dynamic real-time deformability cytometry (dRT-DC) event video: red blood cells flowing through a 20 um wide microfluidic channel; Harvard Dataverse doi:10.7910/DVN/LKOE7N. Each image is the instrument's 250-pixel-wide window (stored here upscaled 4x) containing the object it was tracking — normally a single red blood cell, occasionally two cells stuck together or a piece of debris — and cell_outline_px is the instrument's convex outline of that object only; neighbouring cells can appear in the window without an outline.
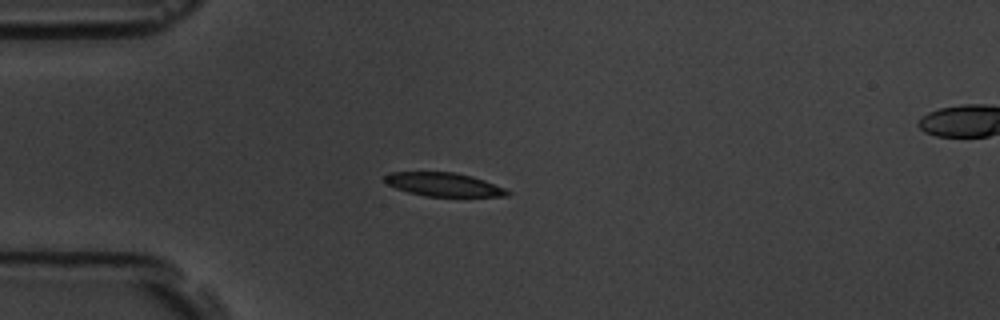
{"species": "common noctule bat (a hibernating species)", "species_latin": "Nyctalus noctula", "temperature_condition": "room temperature", "stored_images_in_passage": 14, "camera_frame_rate_fps": 3000, "um_per_image_px": 0.085, "animal": {"sex": "male", "body_mass_g": 19.5, "forearm_length_mm": 54.6}, "frame": {"image": 1, "passage_image": 3, "time_ms": 3.333, "image_size_px": [1000, 320], "cell_outline_px": [[512, 192], [508, 196], [424, 196], [408, 192], [396, 188], [388, 184], [384, 180], [384, 176], [388, 172], [452, 172], [472, 176], [484, 180], [504, 188]], "centroid_in_image_um": [37.7, 15.68], "position_along_channel_um": 47.3, "area_um2": 16.76}}
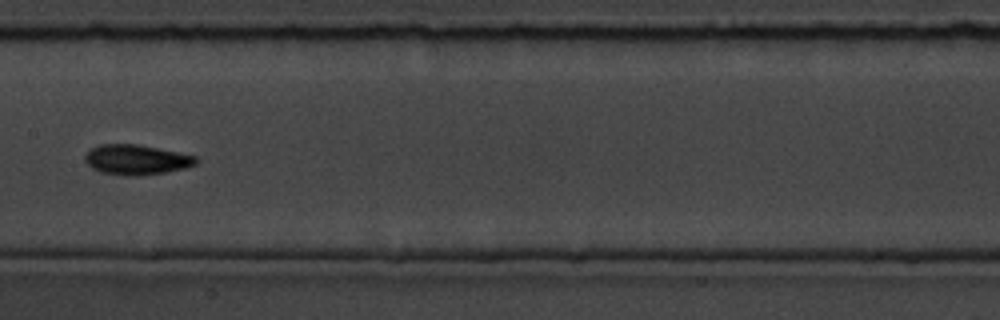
{"frame": {"image": 2, "passage_image": 7, "time_ms": 8.0, "image_size_px": [1000, 320], "cell_outline_px": [[200, 160], [196, 164], [184, 168], [164, 172], [136, 176], [128, 176], [100, 172], [92, 168], [84, 160], [84, 156], [92, 148], [100, 144], [136, 144], [196, 156]], "centroid_in_image_um": [11.58, 13.58], "position_along_channel_um": 195.8, "area_um2": 19.25}}
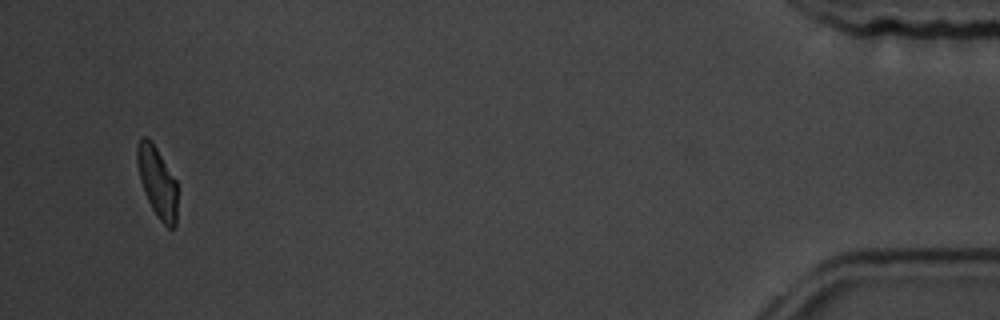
{"frame": {"image": 3, "passage_image": 14, "time_ms": 16.667, "image_size_px": [1000, 320], "cell_outline_px": [[176, 224], [172, 228], [168, 228], [160, 220], [152, 208], [144, 192], [140, 180], [136, 160], [136, 148], [140, 140], [144, 136], [148, 136], [156, 148], [176, 180]], "centroid_in_image_um": [13.35, 15.45], "position_along_channel_um": 421.9, "area_um2": 16.3}, "authors_computed_cell_mechanics": {"area_um2": 17.3978, "velocity_mm_per_s": 3.5344, "shape_relaxation_time_tau1_ms": 2.0346, "shape_relaxation_time_tau2_ms": 2.5789, "deformation_change_tau1": 0.0951, "deformation_change_tau2": 0.0683}}